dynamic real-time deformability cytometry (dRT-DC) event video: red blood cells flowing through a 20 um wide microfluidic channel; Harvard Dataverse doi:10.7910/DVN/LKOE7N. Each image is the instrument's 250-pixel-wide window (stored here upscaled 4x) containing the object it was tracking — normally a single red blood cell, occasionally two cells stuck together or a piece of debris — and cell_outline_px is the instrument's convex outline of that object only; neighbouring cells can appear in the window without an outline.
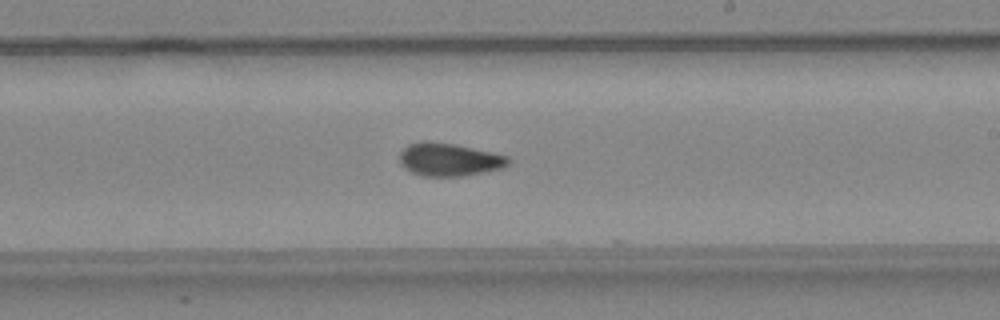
{"species": "common noctule bat (a hibernating species)", "species_latin": "Nyctalus noctula", "temperature_condition": "warm", "stored_images_in_passage": 39, "camera_frame_rate_fps": 3000, "um_per_image_px": 0.085, "animal": {"sex": "female", "body_mass_g": 24.6, "forearm_length_mm": 56.2}, "frame": {"image": 1, "passage_image": 22, "time_ms": 7.0, "image_size_px": [1000, 320], "cell_outline_px": [[512, 160], [504, 168], [464, 176], [420, 176], [404, 168], [400, 164], [400, 152], [408, 144], [424, 140], [428, 140], [456, 144], [492, 152], [508, 156]], "centroid_in_image_um": [38.18, 13.55], "position_along_channel_um": 250.8, "area_um2": 21.21}, "authors_computed_cell_mechanics": {"area_um2": 20.3456, "velocity_mm_per_s": 4.5309, "shape_relaxation_time_tau1_ms": null, "shape_relaxation_time_tau2_ms": 2.5664, "deformation_change_tau1": null, "deformation_change_tau2": 0.0811}}